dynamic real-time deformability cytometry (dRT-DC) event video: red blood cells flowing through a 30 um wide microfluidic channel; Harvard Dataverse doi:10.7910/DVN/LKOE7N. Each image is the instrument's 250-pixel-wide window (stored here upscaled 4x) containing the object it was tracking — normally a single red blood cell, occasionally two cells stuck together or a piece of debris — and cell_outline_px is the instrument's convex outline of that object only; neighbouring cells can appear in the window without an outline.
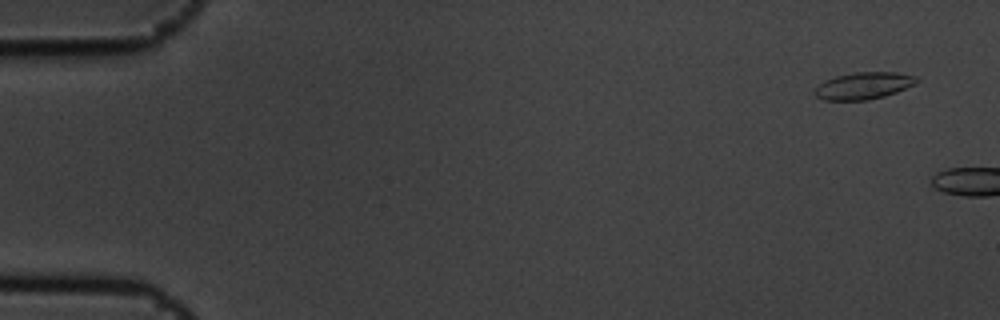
{"species": "common noctule bat (a hibernating species)", "species_latin": "Nyctalus noctula", "temperature_condition": "cold", "stored_images_in_passage": 2, "camera_frame_rate_fps": 3000, "um_per_image_px": 0.085, "animal": {"sex": "male", "body_mass_g": 19.5, "forearm_length_mm": 54.6}, "frame": {"image": 1, "passage_image": 1, "time_ms": 0.0, "image_size_px": [1000, 320], "cell_outline_px": [[920, 80], [916, 84], [896, 92], [884, 96], [868, 100], [824, 100], [816, 96], [812, 92], [824, 80], [836, 76], [856, 72], [896, 72], [916, 76]], "centroid_in_image_um": [73.42, 7.28], "position_along_channel_um": 11.6, "area_um2": 16.07}}